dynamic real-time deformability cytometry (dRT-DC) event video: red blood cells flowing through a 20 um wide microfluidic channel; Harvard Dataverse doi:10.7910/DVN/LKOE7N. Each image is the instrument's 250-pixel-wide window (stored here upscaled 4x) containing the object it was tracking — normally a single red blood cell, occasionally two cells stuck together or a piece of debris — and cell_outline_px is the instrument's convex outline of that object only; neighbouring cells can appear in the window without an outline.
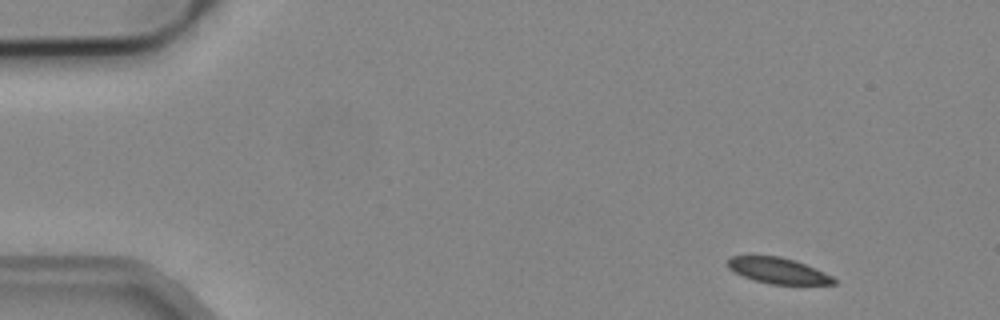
{"species": "common noctule bat (a hibernating species)", "species_latin": "Nyctalus noctula", "temperature_condition": "cold", "stored_images_in_passage": 4, "camera_frame_rate_fps": 3000, "um_per_image_px": 0.085, "animal": {"sex": "male", "body_mass_g": 19.2, "forearm_length_mm": 51.8}, "frame": {"image": 1, "passage_image": 1, "time_ms": 0.0, "image_size_px": [1000, 320], "cell_outline_px": [[836, 284], [772, 284], [756, 280], [744, 276], [728, 268], [728, 260], [732, 256], [780, 256], [804, 264], [824, 272], [832, 276], [836, 280]], "centroid_in_image_um": [66.15, 23.0], "position_along_channel_um": 18.8, "area_um2": 15.55}}
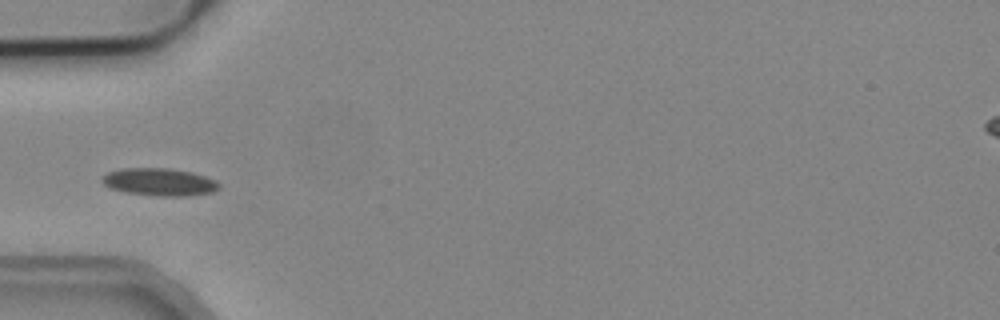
{"frame": {"image": 2, "passage_image": 4, "time_ms": 1.0, "image_size_px": [1000, 320], "cell_outline_px": [[220, 188], [212, 192], [184, 196], [160, 196], [128, 192], [108, 188], [100, 180], [108, 172], [124, 168], [168, 168], [192, 172], [216, 180], [220, 184]], "centroid_in_image_um": [13.56, 15.46], "position_along_channel_um": 71.4, "area_um2": 18.67}}